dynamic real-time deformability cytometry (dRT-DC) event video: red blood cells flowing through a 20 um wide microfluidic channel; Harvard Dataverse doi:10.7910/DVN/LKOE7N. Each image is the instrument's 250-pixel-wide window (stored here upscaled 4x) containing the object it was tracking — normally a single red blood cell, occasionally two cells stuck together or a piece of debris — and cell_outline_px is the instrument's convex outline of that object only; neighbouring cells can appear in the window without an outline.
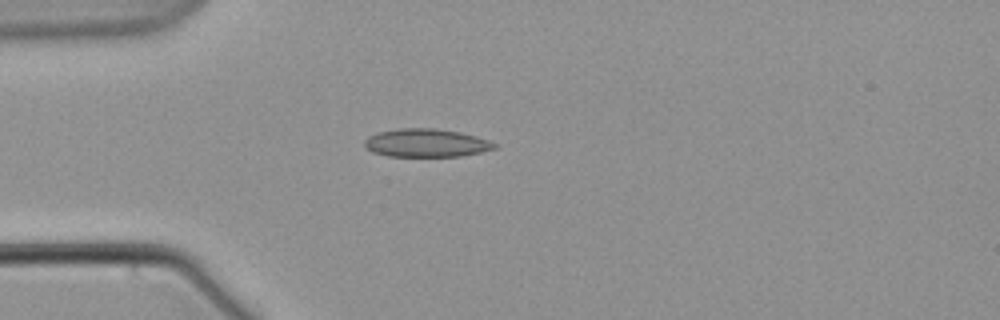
{"species": "common noctule bat (a hibernating species)", "species_latin": "Nyctalus noctula", "temperature_condition": "warm", "stored_images_in_passage": 3, "camera_frame_rate_fps": 3000, "um_per_image_px": 0.085, "animal": {"sex": "male", "body_mass_g": 21.5, "forearm_length_mm": 52.0}, "frame": {"image": 1, "passage_image": 2, "time_ms": 1.333, "image_size_px": [1000, 320], "cell_outline_px": [[500, 144], [496, 148], [480, 152], [460, 156], [388, 156], [372, 152], [364, 144], [364, 140], [368, 136], [376, 132], [400, 128], [432, 128], [460, 132], [476, 136]], "centroid_in_image_um": [36.23, 12.14], "position_along_channel_um": 48.8, "area_um2": 21.39}}